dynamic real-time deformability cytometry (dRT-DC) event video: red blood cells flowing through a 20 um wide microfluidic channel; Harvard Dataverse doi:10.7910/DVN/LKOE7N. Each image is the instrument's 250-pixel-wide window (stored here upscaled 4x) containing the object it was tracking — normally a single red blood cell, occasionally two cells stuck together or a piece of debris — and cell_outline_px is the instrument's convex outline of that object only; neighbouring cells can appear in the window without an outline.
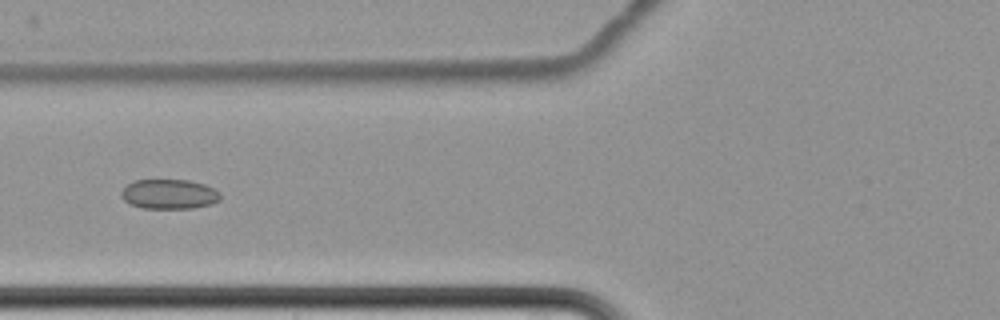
{"species": "common noctule bat (a hibernating species)", "species_latin": "Nyctalus noctula", "temperature_condition": "cold", "stored_images_in_passage": 16, "camera_frame_rate_fps": 3000, "um_per_image_px": 0.085, "animal": {"sex": "female", "body_mass_g": 22.7, "forearm_length_mm": 54.2}, "frame": {"image": 1, "passage_image": 7, "time_ms": 9.0, "image_size_px": [1000, 320], "cell_outline_px": [[220, 200], [212, 204], [192, 208], [144, 208], [132, 204], [124, 200], [120, 196], [120, 192], [128, 184], [136, 180], [188, 180], [204, 184], [220, 192]], "centroid_in_image_um": [14.39, 16.5], "position_along_channel_um": 111.4, "area_um2": 17.05}}
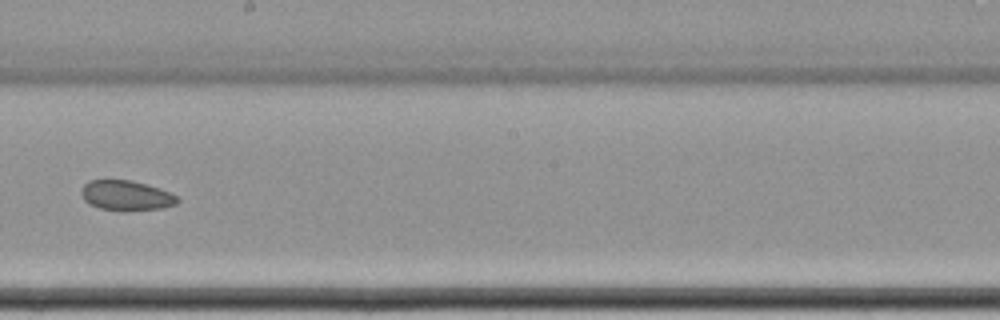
{"frame": {"image": 2, "passage_image": 10, "time_ms": 12.667, "image_size_px": [1000, 320], "cell_outline_px": [[180, 200], [176, 204], [164, 208], [128, 212], [120, 212], [100, 208], [84, 200], [80, 192], [84, 184], [88, 180], [132, 180], [160, 188], [176, 196]], "centroid_in_image_um": [10.74, 16.64], "position_along_channel_um": 237.5, "area_um2": 17.11}}
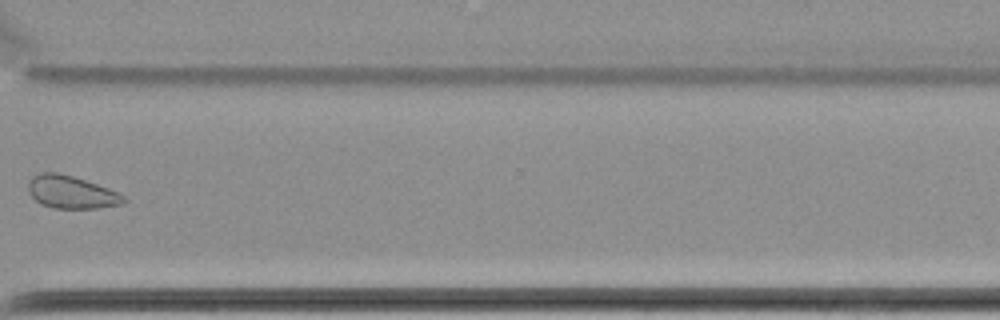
{"frame": {"image": 3, "passage_image": 13, "time_ms": 16.333, "image_size_px": [1000, 320], "cell_outline_px": [[128, 200], [120, 204], [96, 208], [52, 208], [40, 204], [28, 192], [28, 180], [32, 176], [40, 172], [56, 172], [72, 176], [108, 188], [124, 196]], "centroid_in_image_um": [6.01, 16.33], "position_along_channel_um": 364.6, "area_um2": 18.09}}